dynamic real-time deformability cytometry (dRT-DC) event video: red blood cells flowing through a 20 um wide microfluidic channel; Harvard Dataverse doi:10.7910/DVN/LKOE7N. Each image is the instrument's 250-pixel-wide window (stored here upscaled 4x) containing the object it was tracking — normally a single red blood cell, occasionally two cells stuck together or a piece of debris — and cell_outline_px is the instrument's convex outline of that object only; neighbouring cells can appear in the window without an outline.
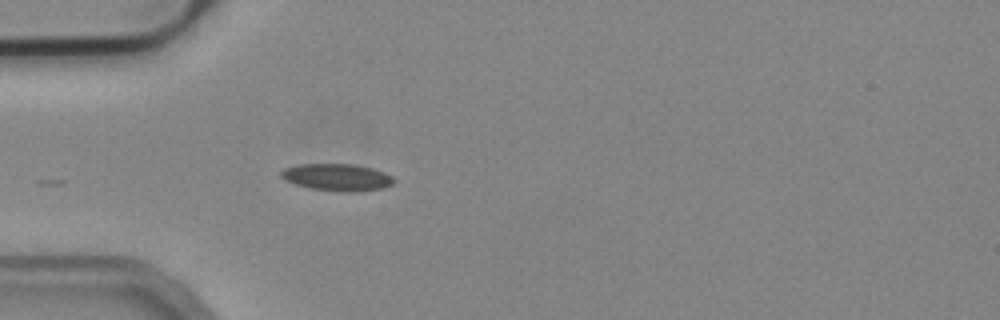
{"species": "common noctule bat (a hibernating species)", "species_latin": "Nyctalus noctula", "temperature_condition": "cold", "stored_images_in_passage": 5, "camera_frame_rate_fps": 3000, "um_per_image_px": 0.085, "animal": {"sex": "male", "body_mass_g": 19.2, "forearm_length_mm": 51.8}, "frame": {"image": 1, "passage_image": 1, "time_ms": 0.0, "image_size_px": [1000, 320], "cell_outline_px": [[396, 180], [392, 184], [384, 188], [352, 192], [344, 192], [312, 188], [296, 184], [284, 180], [280, 176], [280, 172], [284, 168], [300, 164], [356, 164], [372, 168], [384, 172], [392, 176]], "centroid_in_image_um": [28.67, 15.06], "position_along_channel_um": 56.3, "area_um2": 17.8}}